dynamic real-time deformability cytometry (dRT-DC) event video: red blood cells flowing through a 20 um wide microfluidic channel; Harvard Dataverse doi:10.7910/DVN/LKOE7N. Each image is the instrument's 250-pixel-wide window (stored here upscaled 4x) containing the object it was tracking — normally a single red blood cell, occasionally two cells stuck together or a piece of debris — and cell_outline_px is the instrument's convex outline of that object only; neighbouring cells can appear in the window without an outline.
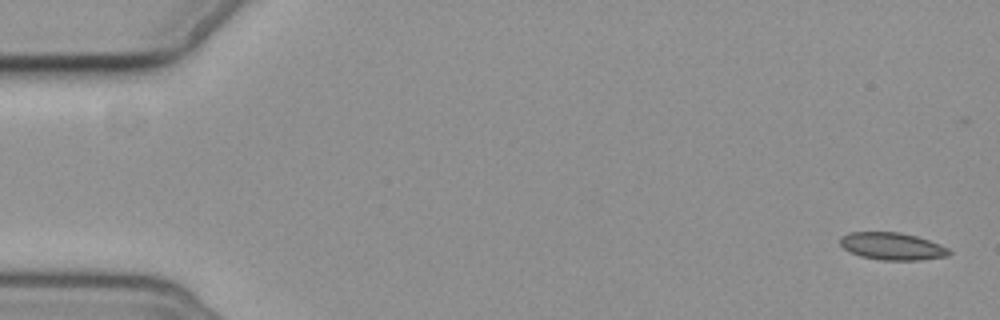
{"species": "common noctule bat (a hibernating species)", "species_latin": "Nyctalus noctula", "temperature_condition": "cold", "stored_images_in_passage": 7, "segment_of_instrument_passage": [1, 2], "camera_frame_rate_fps": 3000, "um_per_image_px": 0.085, "animal": {"sex": "female", "body_mass_g": 19.3, "forearm_length_mm": 54.1}, "frame": {"image": 1, "passage_image": 1, "time_ms": 0.0, "image_size_px": [1000, 320], "cell_outline_px": [[952, 252], [948, 256], [920, 260], [880, 260], [860, 256], [844, 248], [840, 244], [840, 236], [848, 232], [900, 232], [916, 236], [940, 244], [948, 248]], "centroid_in_image_um": [75.84, 20.93], "position_along_channel_um": 9.2, "area_um2": 17.4}}
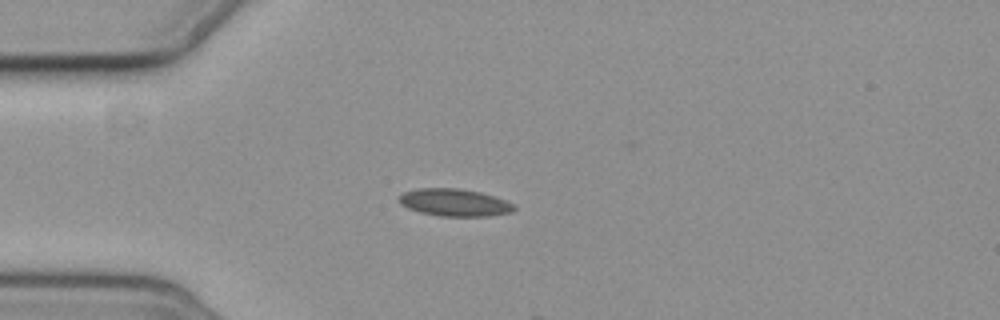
{"frame": {"image": 2, "passage_image": 5, "time_ms": 4.667, "image_size_px": [1000, 320], "cell_outline_px": [[516, 208], [512, 212], [488, 216], [440, 216], [420, 212], [408, 208], [400, 204], [400, 196], [404, 192], [416, 188], [460, 188], [480, 192], [516, 204]], "centroid_in_image_um": [38.64, 17.21], "position_along_channel_um": 46.4, "area_um2": 18.32}}